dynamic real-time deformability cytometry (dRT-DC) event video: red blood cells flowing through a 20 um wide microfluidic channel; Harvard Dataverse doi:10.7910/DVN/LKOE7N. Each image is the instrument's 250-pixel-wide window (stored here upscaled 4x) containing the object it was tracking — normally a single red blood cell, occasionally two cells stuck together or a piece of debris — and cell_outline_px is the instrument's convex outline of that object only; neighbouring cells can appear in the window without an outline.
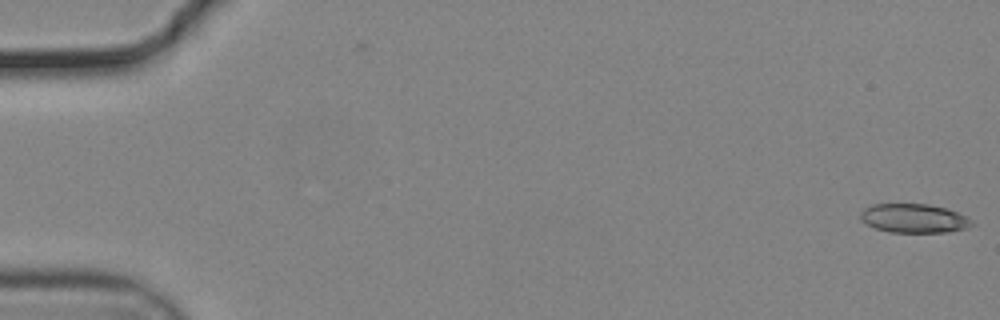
{"species": "common noctule bat (a hibernating species)", "species_latin": "Nyctalus noctula", "temperature_condition": "cold", "stored_images_in_passage": 2, "camera_frame_rate_fps": 3000, "um_per_image_px": 0.085, "animal": {"sex": "male", "body_mass_g": 19.2, "forearm_length_mm": 51.8}, "frame": {"image": 1, "passage_image": 2, "time_ms": 0.333, "image_size_px": [1000, 320], "cell_outline_px": [[976, 224], [968, 228], [944, 232], [888, 232], [876, 228], [860, 220], [860, 212], [864, 208], [872, 204], [928, 204], [944, 208], [968, 216]], "centroid_in_image_um": [77.7, 18.56], "position_along_channel_um": 7.3, "area_um2": 18.84}}